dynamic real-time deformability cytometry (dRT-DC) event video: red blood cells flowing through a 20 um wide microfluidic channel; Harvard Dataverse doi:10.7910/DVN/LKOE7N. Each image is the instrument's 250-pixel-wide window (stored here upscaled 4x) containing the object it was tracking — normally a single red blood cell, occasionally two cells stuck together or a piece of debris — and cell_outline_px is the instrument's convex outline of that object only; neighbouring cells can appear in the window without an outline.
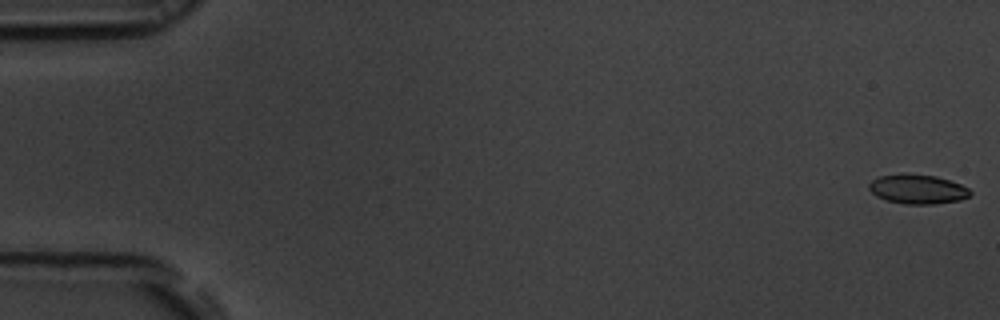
{"species": "common noctule bat (a hibernating species)", "species_latin": "Nyctalus noctula", "temperature_condition": "room temperature", "stored_images_in_passage": 56, "camera_frame_rate_fps": 3000, "um_per_image_px": 0.085, "animal": {"sex": "male", "body_mass_g": 19.5, "forearm_length_mm": 54.6}, "frame": {"image": 1, "passage_image": 1, "time_ms": 0.0, "image_size_px": [1000, 320], "cell_outline_px": [[972, 192], [968, 196], [960, 200], [932, 204], [904, 204], [884, 200], [876, 196], [868, 188], [868, 184], [872, 180], [880, 176], [904, 172], [936, 176], [960, 184], [968, 188]], "centroid_in_image_um": [77.95, 16.06], "position_along_channel_um": 7.0, "area_um2": 17.51}}
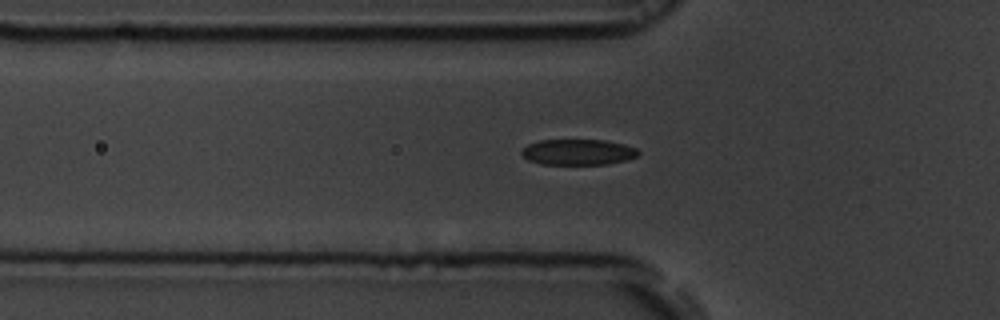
{"frame": {"image": 2, "passage_image": 19, "time_ms": 6.0, "image_size_px": [1000, 320], "cell_outline_px": [[640, 152], [636, 156], [628, 160], [608, 164], [540, 164], [528, 160], [520, 152], [528, 144], [540, 140], [604, 140], [624, 144], [636, 148]], "centroid_in_image_um": [49.15, 12.93], "position_along_channel_um": 76.7, "area_um2": 17.51}}
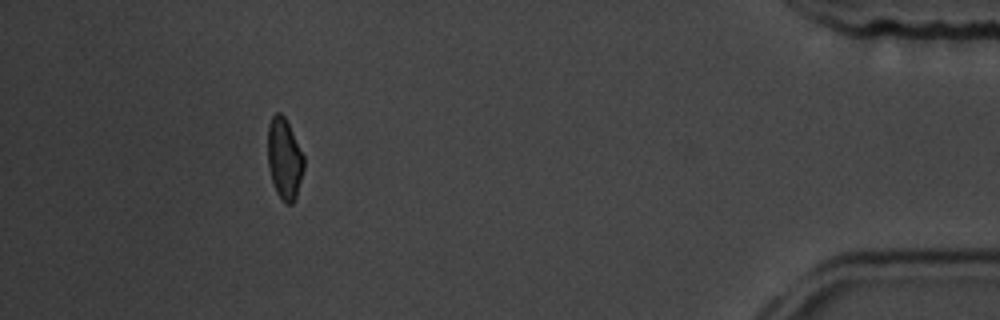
{"frame": {"image": 3, "passage_image": 51, "time_ms": 16.667, "image_size_px": [1000, 320], "cell_outline_px": [[304, 168], [296, 196], [292, 204], [284, 204], [276, 192], [272, 180], [268, 164], [268, 124], [272, 116], [276, 112], [280, 112], [284, 116], [304, 156]], "centroid_in_image_um": [24.17, 13.5], "position_along_channel_um": 411.0, "area_um2": 16.94}, "authors_computed_cell_mechanics": {"area_um2": 17.7446, "velocity_mm_per_s": 3.6816, "shape_relaxation_time_tau1_ms": 3.0824, "shape_relaxation_time_tau2_ms": 1.8269, "deformation_change_tau1": 0.1269, "deformation_change_tau2": 0.0702}}